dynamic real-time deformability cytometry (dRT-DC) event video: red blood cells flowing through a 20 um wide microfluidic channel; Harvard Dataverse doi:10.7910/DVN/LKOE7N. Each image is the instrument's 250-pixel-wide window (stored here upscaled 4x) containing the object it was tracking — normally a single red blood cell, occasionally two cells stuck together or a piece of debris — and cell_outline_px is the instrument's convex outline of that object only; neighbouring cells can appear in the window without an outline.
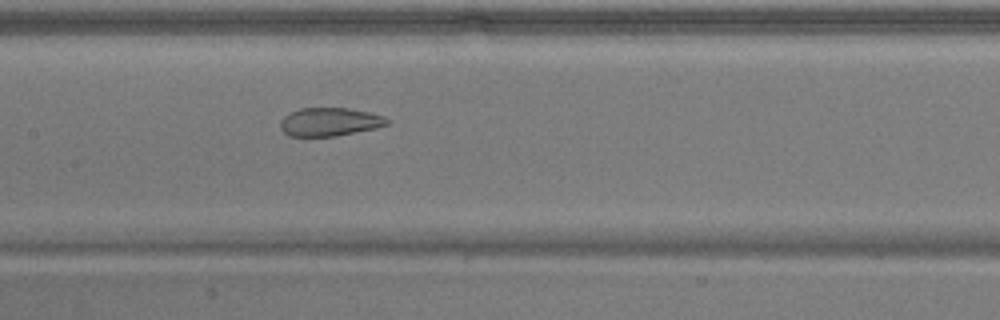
{"species": "common noctule bat (a hibernating species)", "species_latin": "Nyctalus noctula", "temperature_condition": "warm", "stored_images_in_passage": 53, "camera_frame_rate_fps": 3000, "um_per_image_px": 0.085, "animal": {"sex": "male", "body_mass_g": 17.9}, "frame": {"image": 1, "passage_image": 26, "time_ms": 8.333, "image_size_px": [1000, 320], "cell_outline_px": [[392, 120], [388, 124], [376, 128], [336, 136], [288, 136], [280, 128], [280, 120], [288, 112], [300, 108], [348, 108], [368, 112], [384, 116]], "centroid_in_image_um": [28.01, 10.35], "position_along_channel_um": 179.4, "area_um2": 17.8}}
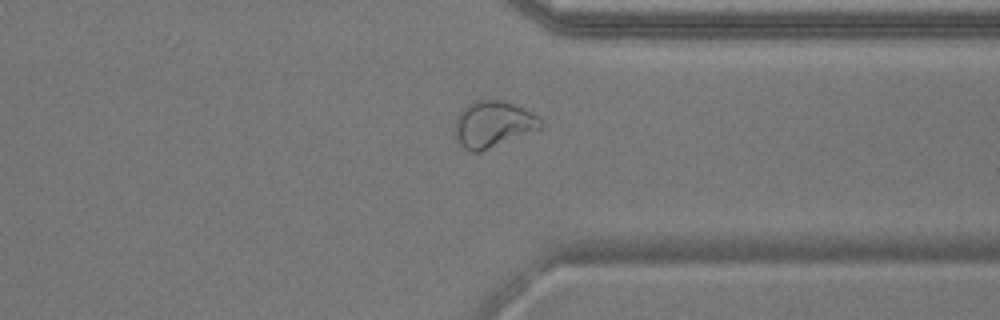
{"frame": {"image": 2, "passage_image": 41, "time_ms": 13.333, "image_size_px": [1000, 320], "cell_outline_px": [[544, 124], [540, 128], [480, 152], [472, 152], [464, 148], [456, 140], [456, 116], [464, 104], [472, 100], [504, 100], [516, 104], [532, 112], [544, 120]], "centroid_in_image_um": [41.9, 10.52], "position_along_channel_um": 369.5, "area_um2": 23.35}}
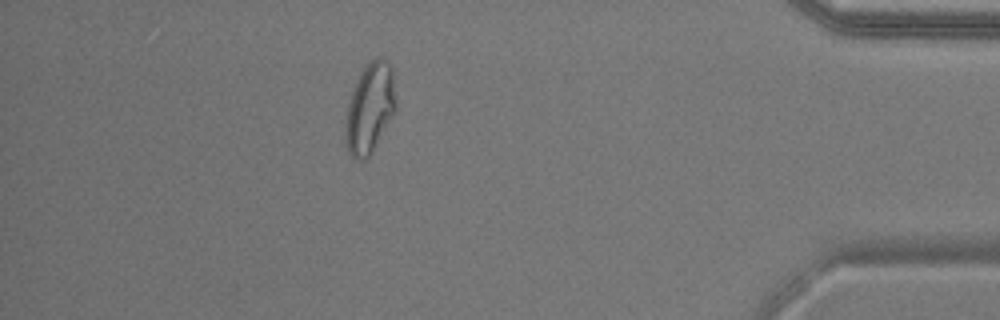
{"frame": {"image": 3, "passage_image": 47, "time_ms": 15.333, "image_size_px": [1000, 320], "cell_outline_px": [[396, 112], [372, 152], [364, 160], [356, 160], [348, 152], [344, 132], [344, 128], [348, 104], [352, 92], [364, 68], [372, 56], [380, 56], [388, 60], [392, 64], [396, 100]], "centroid_in_image_um": [31.47, 9.17], "position_along_channel_um": 403.7, "area_um2": 26.82}, "authors_computed_cell_mechanics": {"area_um2": 24.7384, "velocity_mm_per_s": 3.822, "shape_relaxation_time_tau1_ms": null, "shape_relaxation_time_tau2_ms": 1.0452, "deformation_change_tau1": null, "deformation_change_tau2": 0.0706}}